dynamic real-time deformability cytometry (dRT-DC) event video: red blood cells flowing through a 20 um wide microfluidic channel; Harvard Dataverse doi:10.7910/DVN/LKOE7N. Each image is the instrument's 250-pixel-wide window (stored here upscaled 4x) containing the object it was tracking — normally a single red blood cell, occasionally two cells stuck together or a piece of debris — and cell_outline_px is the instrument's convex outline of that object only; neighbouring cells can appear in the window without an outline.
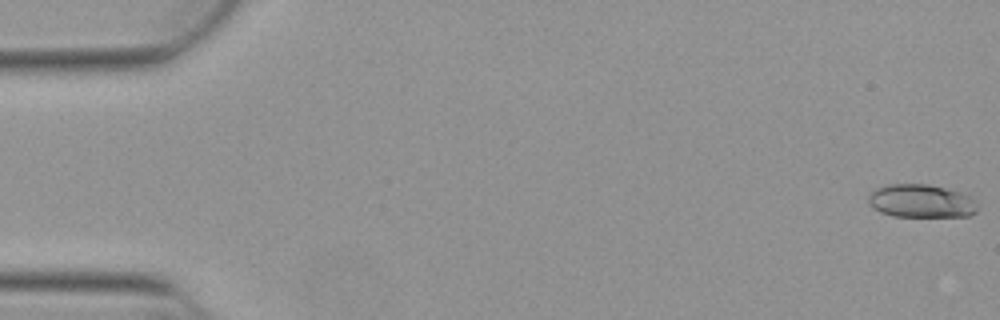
{"species": "Egyptian fruit bat (a non-hibernating species)", "species_latin": "Rousettus aegyptiacus", "temperature_condition": "warm", "stored_images_in_passage": 53, "camera_frame_rate_fps": 3000, "um_per_image_px": 0.085, "animal": {"sex": "female"}, "frame": {"image": 1, "passage_image": 1, "time_ms": 0.0, "image_size_px": [1000, 320], "cell_outline_px": [[976, 212], [968, 216], [892, 216], [880, 212], [872, 208], [868, 204], [868, 196], [876, 188], [888, 184], [928, 184], [960, 192], [976, 200]], "centroid_in_image_um": [78.26, 17.09], "position_along_channel_um": 6.7, "area_um2": 21.1}}
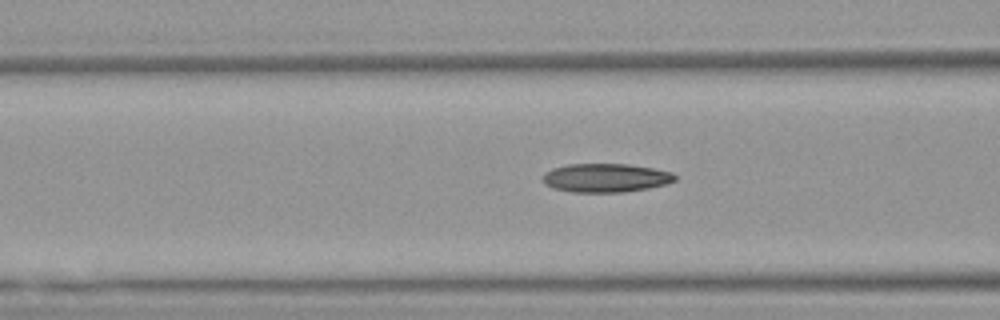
{"frame": {"image": 2, "passage_image": 21, "time_ms": 6.667, "image_size_px": [1000, 320], "cell_outline_px": [[676, 180], [668, 184], [648, 188], [624, 192], [572, 192], [556, 188], [544, 184], [540, 180], [544, 172], [552, 168], [568, 164], [628, 164], [652, 168], [672, 172], [676, 176]], "centroid_in_image_um": [51.47, 15.11], "position_along_channel_um": 115.1, "area_um2": 22.25}}
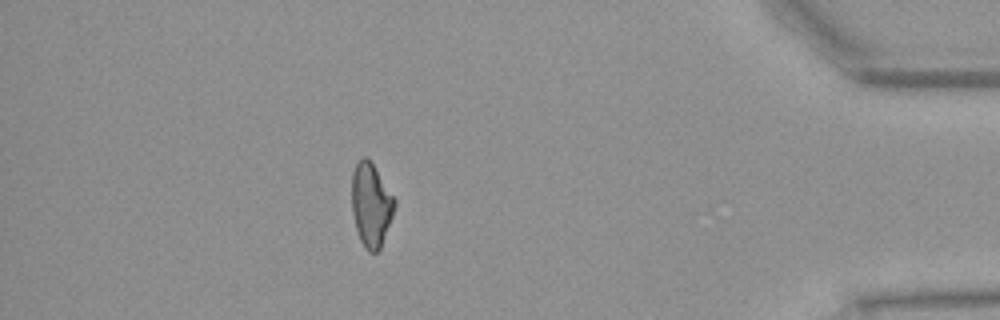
{"frame": {"image": 3, "passage_image": 47, "time_ms": 15.333, "image_size_px": [1000, 320], "cell_outline_px": [[396, 204], [392, 216], [380, 248], [376, 252], [368, 252], [364, 248], [360, 240], [356, 228], [352, 212], [352, 172], [356, 164], [364, 156], [368, 156], [396, 200]], "centroid_in_image_um": [31.53, 17.4], "position_along_channel_um": 403.7, "area_um2": 20.75}, "authors_computed_cell_mechanics": {"area_um2": 21.3282, "velocity_mm_per_s": 3.8802, "shape_relaxation_time_tau1_ms": null, "shape_relaxation_time_tau2_ms": 2.7381, "deformation_change_tau1": null, "deformation_change_tau2": 0.099}}